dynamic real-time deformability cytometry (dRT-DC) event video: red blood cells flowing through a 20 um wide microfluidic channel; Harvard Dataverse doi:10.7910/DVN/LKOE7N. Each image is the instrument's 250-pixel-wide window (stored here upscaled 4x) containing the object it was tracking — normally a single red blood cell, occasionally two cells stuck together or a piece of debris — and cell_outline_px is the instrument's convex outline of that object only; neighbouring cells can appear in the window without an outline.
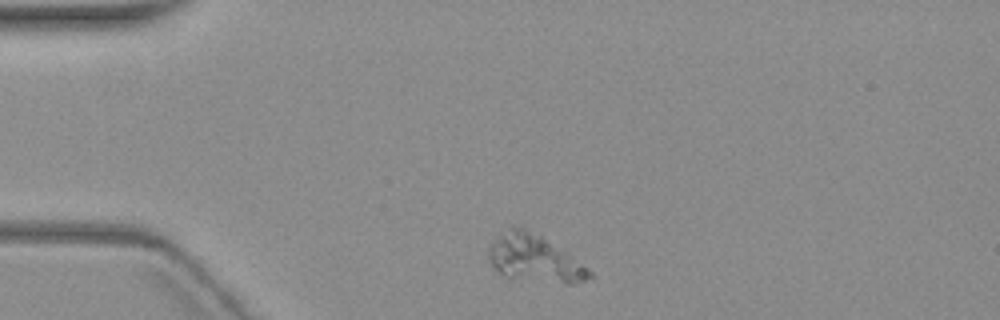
{"species": "common noctule bat (a hibernating species)", "species_latin": "Nyctalus noctula", "temperature_condition": "warm", "stored_images_in_passage": 3, "camera_frame_rate_fps": 3000, "um_per_image_px": 0.085, "animal": {"sex": "female", "body_mass_g": 19.3, "forearm_length_mm": 54.1}, "frame": {"image": 1, "passage_image": 1, "time_ms": 0.0, "image_size_px": [1000, 320], "cell_outline_px": [[592, 276], [584, 280], [572, 284], [568, 284], [504, 276], [488, 260], [484, 252], [488, 244], [500, 232], [512, 224], [520, 224], [568, 252], [588, 268], [592, 272]], "centroid_in_image_um": [45.35, 21.9], "position_along_channel_um": 39.6, "area_um2": 28.15}}